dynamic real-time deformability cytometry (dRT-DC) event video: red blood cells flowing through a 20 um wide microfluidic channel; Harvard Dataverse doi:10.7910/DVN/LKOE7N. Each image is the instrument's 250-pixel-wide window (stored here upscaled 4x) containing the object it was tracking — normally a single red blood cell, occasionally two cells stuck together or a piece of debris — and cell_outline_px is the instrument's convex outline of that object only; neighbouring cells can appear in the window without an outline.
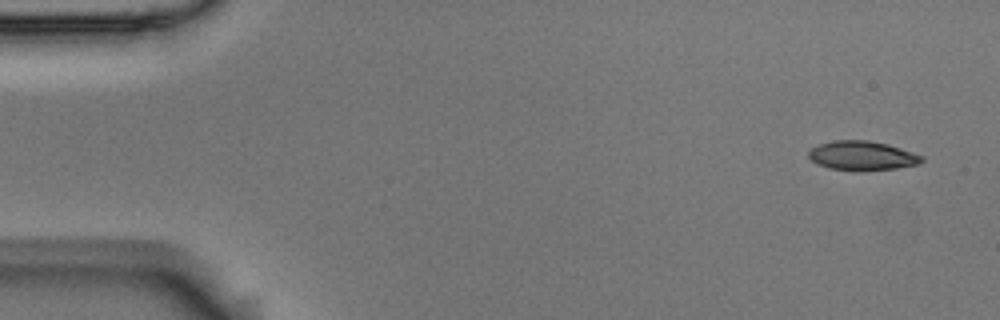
{"species": "Egyptian fruit bat (a non-hibernating species)", "species_latin": "Rousettus aegyptiacus", "temperature_condition": "room temperature", "stored_images_in_passage": 2, "camera_frame_rate_fps": 3000, "um_per_image_px": 0.085, "animal": {"sex": "male"}, "frame": {"image": 1, "passage_image": 1, "time_ms": 0.0, "image_size_px": [1000, 320], "cell_outline_px": [[924, 160], [920, 164], [896, 168], [856, 172], [828, 168], [816, 164], [808, 156], [808, 152], [812, 148], [820, 144], [832, 140], [868, 140], [888, 144], [924, 156]], "centroid_in_image_um": [73.28, 13.25], "position_along_channel_um": 11.7, "area_um2": 19.59}}